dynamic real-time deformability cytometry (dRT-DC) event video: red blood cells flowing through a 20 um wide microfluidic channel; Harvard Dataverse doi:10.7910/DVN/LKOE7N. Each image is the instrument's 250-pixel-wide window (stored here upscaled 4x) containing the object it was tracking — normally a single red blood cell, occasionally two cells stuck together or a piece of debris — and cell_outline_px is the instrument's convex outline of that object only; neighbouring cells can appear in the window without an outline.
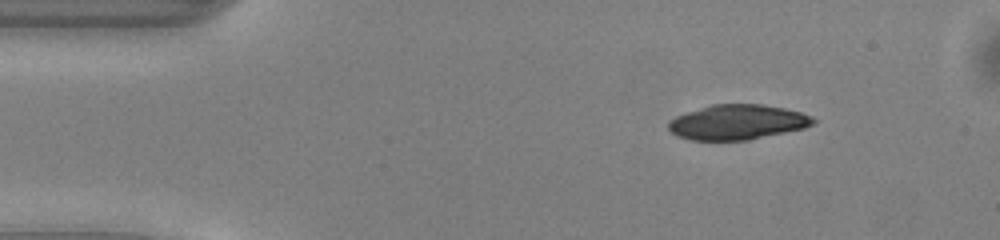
{"species": "common noctule bat (a hibernating species)", "species_latin": "Nyctalus noctula", "temperature_condition": "warm", "stored_images_in_passage": 44, "camera_frame_rate_fps": 3000, "um_per_image_px": 0.085, "animal": {"sex": "male", "body_mass_g": 13.0, "forearm_length_mm": 53.1}, "frame": {"image": 1, "passage_image": 1, "time_ms": 0.0, "image_size_px": [1000, 240], "cell_outline_px": [[816, 120], [812, 124], [804, 128], [748, 140], [692, 140], [676, 136], [668, 128], [668, 120], [676, 116], [712, 104], [760, 104], [784, 108], [800, 112], [812, 116]], "centroid_in_image_um": [62.66, 10.38], "position_along_channel_um": 22.3, "area_um2": 29.36}}